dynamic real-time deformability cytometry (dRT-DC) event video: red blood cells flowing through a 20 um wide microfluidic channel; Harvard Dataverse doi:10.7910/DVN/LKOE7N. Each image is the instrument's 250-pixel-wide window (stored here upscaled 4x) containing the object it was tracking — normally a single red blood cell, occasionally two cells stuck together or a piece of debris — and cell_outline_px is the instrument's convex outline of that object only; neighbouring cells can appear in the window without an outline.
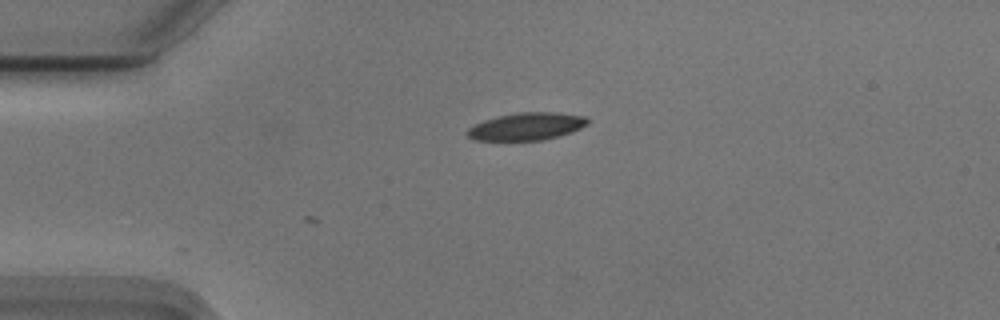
{"species": "Egyptian fruit bat (a non-hibernating species)", "species_latin": "Rousettus aegyptiacus", "temperature_condition": "cold", "stored_images_in_passage": 3, "camera_frame_rate_fps": 3000, "um_per_image_px": 0.085, "animal": {"sex": "male"}, "frame": {"image": 1, "passage_image": 3, "time_ms": 0.667, "image_size_px": [1000, 320], "cell_outline_px": [[588, 124], [572, 132], [540, 140], [476, 140], [468, 136], [464, 132], [468, 128], [484, 120], [496, 116], [520, 112], [556, 112], [584, 116], [588, 120]], "centroid_in_image_um": [44.74, 10.74], "position_along_channel_um": 40.3, "area_um2": 19.13}}